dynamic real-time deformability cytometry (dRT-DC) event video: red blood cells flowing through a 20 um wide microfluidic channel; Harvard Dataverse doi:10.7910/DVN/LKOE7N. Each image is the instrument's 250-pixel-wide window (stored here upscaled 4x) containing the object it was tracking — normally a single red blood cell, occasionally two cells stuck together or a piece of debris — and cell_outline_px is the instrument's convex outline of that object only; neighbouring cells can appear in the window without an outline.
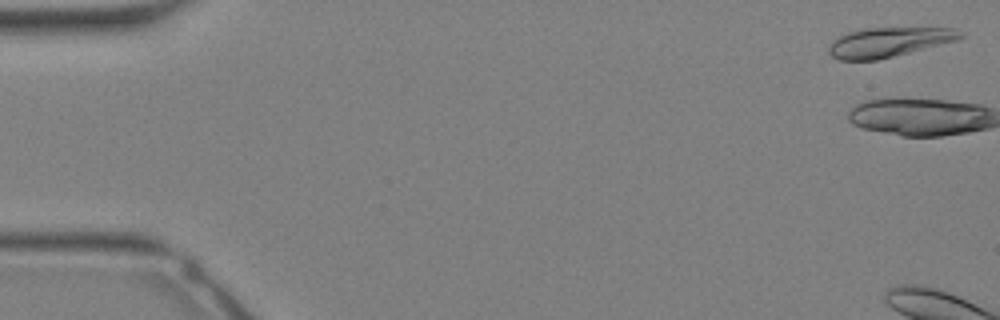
{"species": "Egyptian fruit bat (a non-hibernating species)", "species_latin": "Rousettus aegyptiacus", "temperature_condition": "warm", "stored_images_in_passage": 36, "camera_frame_rate_fps": 3000, "um_per_image_px": 0.085, "animal": {"sex": "female"}, "frame": {"image": 1, "passage_image": 1, "time_ms": 0.0, "image_size_px": [1000, 320], "cell_outline_px": [[964, 36], [956, 40], [876, 60], [840, 60], [832, 56], [828, 52], [828, 48], [832, 40], [848, 32], [864, 28], [956, 28], [964, 32]], "centroid_in_image_um": [75.52, 3.57], "position_along_channel_um": 9.5, "area_um2": 22.37}}
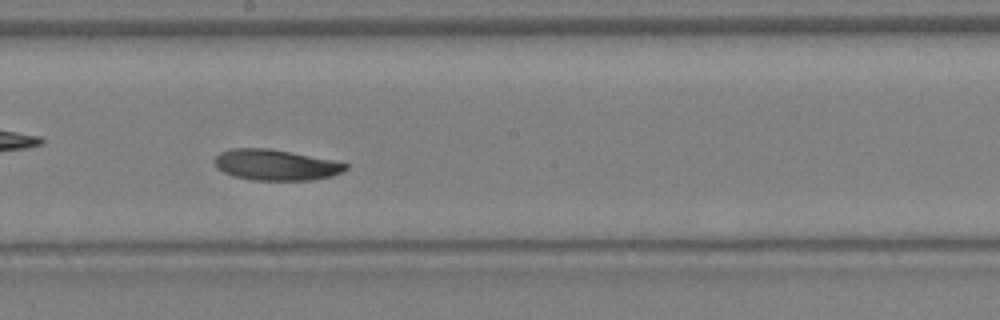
{"frame": {"image": 2, "passage_image": 21, "time_ms": 6.667, "image_size_px": [1000, 320], "cell_outline_px": [[348, 168], [332, 176], [312, 180], [252, 180], [232, 176], [216, 168], [216, 156], [220, 152], [232, 148], [268, 148], [292, 152], [336, 160], [348, 164]], "centroid_in_image_um": [23.45, 14.01], "position_along_channel_um": 224.7, "area_um2": 23.64}}
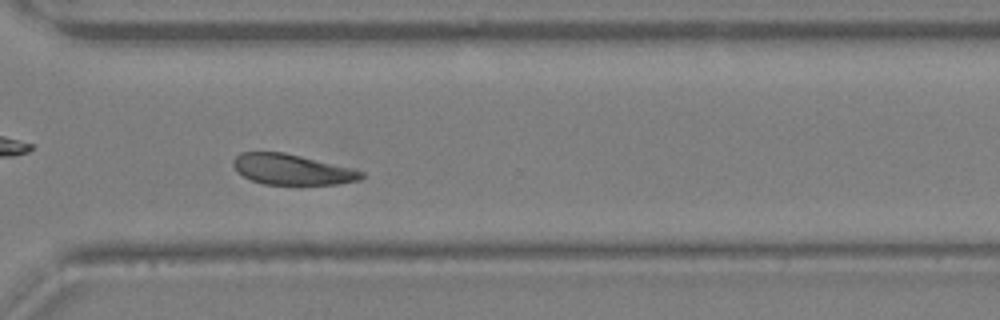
{"frame": {"image": 3, "passage_image": 27, "time_ms": 8.667, "image_size_px": [1000, 320], "cell_outline_px": [[364, 176], [360, 180], [336, 184], [264, 184], [252, 180], [236, 172], [232, 164], [232, 160], [240, 152], [284, 152], [352, 168], [364, 172]], "centroid_in_image_um": [24.79, 14.4], "position_along_channel_um": 345.8, "area_um2": 22.72}}